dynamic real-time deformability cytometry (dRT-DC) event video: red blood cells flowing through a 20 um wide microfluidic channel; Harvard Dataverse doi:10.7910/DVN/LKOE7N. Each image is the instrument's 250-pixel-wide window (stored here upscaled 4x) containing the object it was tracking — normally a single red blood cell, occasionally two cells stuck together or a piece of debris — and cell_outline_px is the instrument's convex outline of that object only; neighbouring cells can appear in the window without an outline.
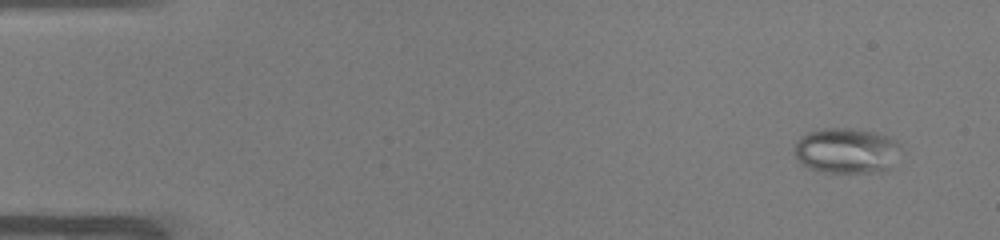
{"species": "common noctule bat (a hibernating species)", "species_latin": "Nyctalus noctula", "temperature_condition": "warm", "stored_images_in_passage": 49, "camera_frame_rate_fps": 3000, "um_per_image_px": 0.085, "animal": {"sex": "male", "body_mass_g": 19.0, "forearm_length_mm": 50.8}, "frame": {"image": 1, "passage_image": 2, "time_ms": 0.333, "image_size_px": [1000, 240], "cell_outline_px": [[900, 144], [888, 168], [884, 172], [824, 172], [812, 168], [796, 160], [796, 144], [800, 136], [808, 132], [828, 128], [848, 128], [872, 132], [884, 136]], "centroid_in_image_um": [71.89, 12.81], "position_along_channel_um": 13.1, "area_um2": 27.28}}
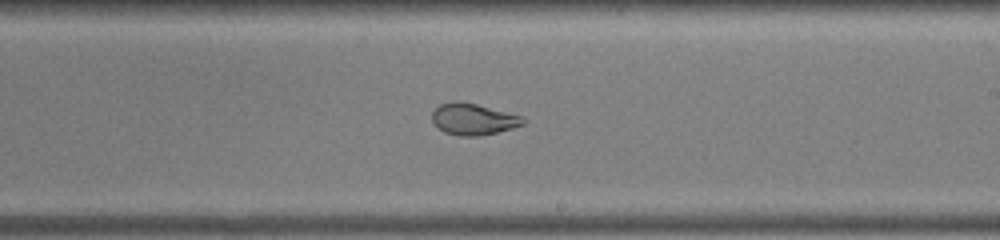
{"frame": {"image": 2, "passage_image": 29, "time_ms": 9.333, "image_size_px": [1000, 240], "cell_outline_px": [[528, 120], [524, 124], [512, 128], [496, 132], [476, 136], [460, 136], [444, 132], [432, 120], [432, 112], [440, 104], [456, 100], [476, 104], [524, 116]], "centroid_in_image_um": [40.26, 10.12], "position_along_channel_um": 248.7, "area_um2": 16.65}}
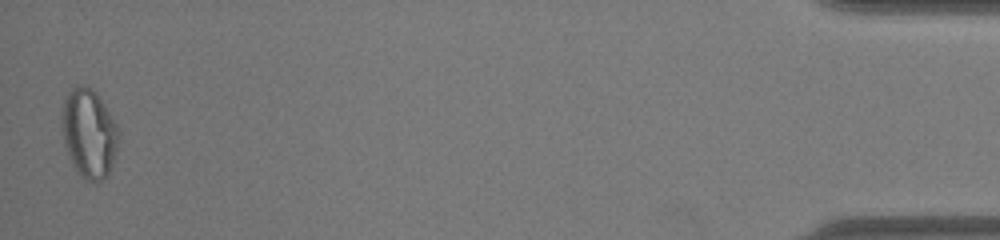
{"frame": {"image": 3, "passage_image": 49, "time_ms": 16.0, "image_size_px": [1000, 240], "cell_outline_px": [[120, 132], [112, 164], [108, 176], [104, 180], [84, 180], [76, 172], [68, 156], [64, 144], [60, 112], [64, 96], [72, 88], [80, 84], [92, 88], [96, 92], [104, 104], [116, 124]], "centroid_in_image_um": [7.53, 11.32], "position_along_channel_um": 427.7, "area_um2": 29.71}, "authors_computed_cell_mechanics": {"area_um2": 23.0044, "velocity_mm_per_s": 3.986, "shape_relaxation_time_tau1_ms": null, "shape_relaxation_time_tau2_ms": 0.9038, "deformation_change_tau1": null, "deformation_change_tau2": 0.0543}}